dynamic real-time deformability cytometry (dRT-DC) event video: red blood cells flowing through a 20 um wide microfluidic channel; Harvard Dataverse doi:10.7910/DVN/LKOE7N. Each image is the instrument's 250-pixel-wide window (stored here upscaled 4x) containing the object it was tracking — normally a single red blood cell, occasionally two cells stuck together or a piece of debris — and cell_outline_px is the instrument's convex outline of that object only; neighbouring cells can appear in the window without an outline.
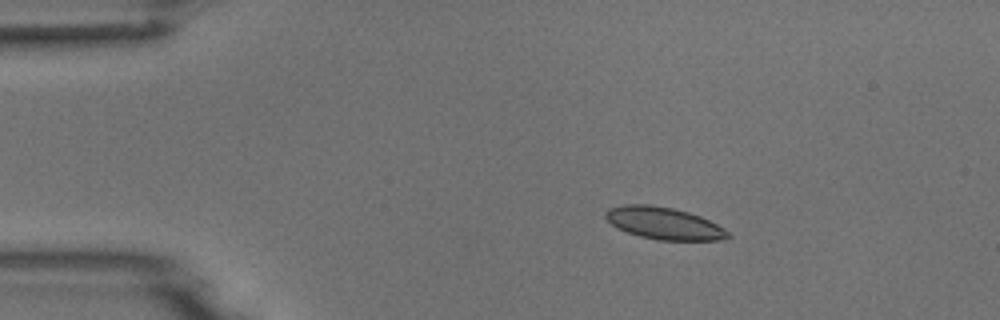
{"species": "common noctule bat (a hibernating species)", "species_latin": "Nyctalus noctula", "temperature_condition": "room temperature", "stored_images_in_passage": 5, "camera_frame_rate_fps": 3000, "um_per_image_px": 0.085, "animal": {"sex": "male", "body_mass_g": 18.8}, "frame": {"image": 1, "passage_image": 3, "time_ms": 2.333, "image_size_px": [1000, 320], "cell_outline_px": [[732, 236], [724, 240], [660, 240], [640, 236], [616, 228], [604, 216], [604, 212], [608, 208], [624, 204], [652, 204], [672, 208], [688, 212], [700, 216], [724, 228]], "centroid_in_image_um": [56.42, 18.97], "position_along_channel_um": 28.6, "area_um2": 22.95}}